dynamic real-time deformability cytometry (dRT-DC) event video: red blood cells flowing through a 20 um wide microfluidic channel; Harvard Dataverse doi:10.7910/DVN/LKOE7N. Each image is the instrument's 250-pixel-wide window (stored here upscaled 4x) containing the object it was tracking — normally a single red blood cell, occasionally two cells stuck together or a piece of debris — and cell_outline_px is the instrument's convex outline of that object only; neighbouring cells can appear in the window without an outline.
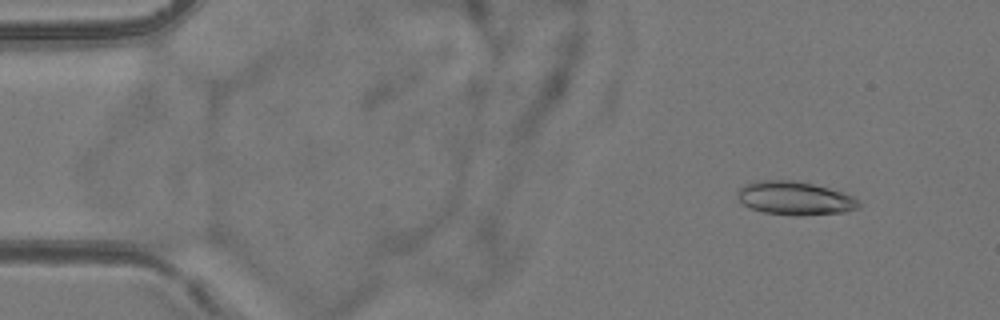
{"species": "common noctule bat (a hibernating species)", "species_latin": "Nyctalus noctula", "temperature_condition": "room temperature", "stored_images_in_passage": 54, "camera_frame_rate_fps": 3000, "um_per_image_px": 0.085, "animal": {"sex": "female", "body_mass_g": 24.6, "forearm_length_mm": 56.2}, "frame": {"image": 1, "passage_image": 6, "time_ms": 1.667, "image_size_px": [1000, 320], "cell_outline_px": [[860, 208], [844, 212], [800, 216], [792, 216], [764, 212], [752, 208], [744, 204], [736, 196], [736, 188], [744, 184], [756, 180], [792, 180], [812, 184], [844, 192], [860, 200]], "centroid_in_image_um": [67.55, 16.85], "position_along_channel_um": 17.4, "area_um2": 23.99}}
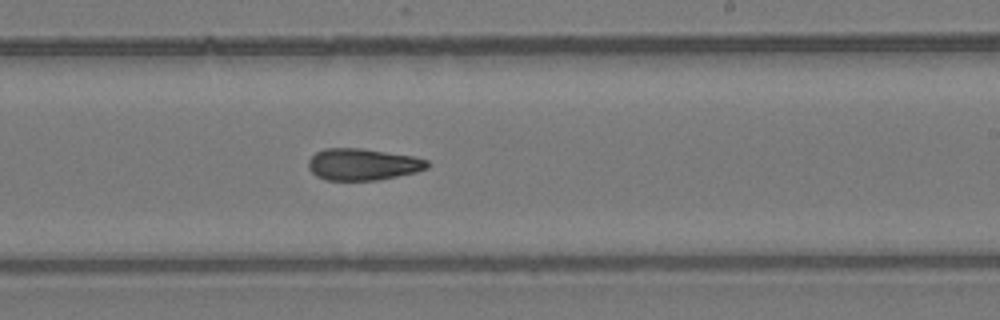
{"frame": {"image": 2, "passage_image": 33, "time_ms": 10.667, "image_size_px": [1000, 320], "cell_outline_px": [[428, 168], [416, 172], [376, 180], [324, 180], [316, 176], [308, 168], [308, 160], [316, 152], [324, 148], [360, 148], [412, 156], [428, 160]], "centroid_in_image_um": [30.8, 13.97], "position_along_channel_um": 258.2, "area_um2": 21.91}}
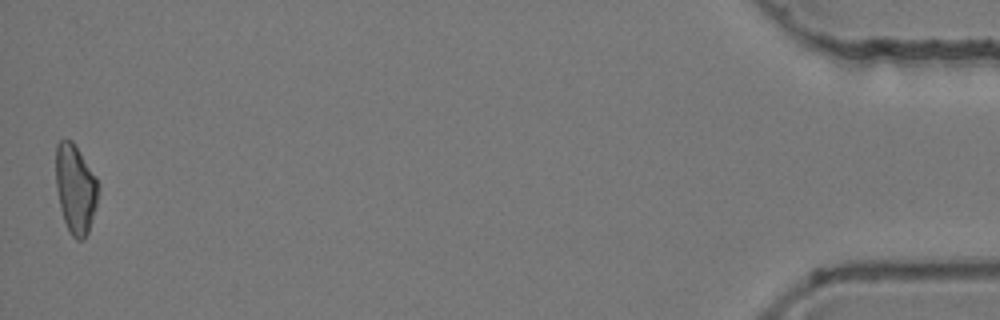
{"frame": {"image": 3, "passage_image": 54, "time_ms": 17.667, "image_size_px": [1000, 320], "cell_outline_px": [[96, 204], [88, 232], [84, 240], [76, 240], [72, 236], [64, 220], [60, 208], [56, 188], [56, 144], [60, 140], [72, 140], [96, 176]], "centroid_in_image_um": [6.38, 16.04], "position_along_channel_um": 428.8, "area_um2": 21.62}, "authors_computed_cell_mechanics": {"area_um2": 22.542, "velocity_mm_per_s": 3.863, "shape_relaxation_time_tau1_ms": null, "shape_relaxation_time_tau2_ms": 5.1323, "deformation_change_tau1": null, "deformation_change_tau2": 0.1302}}